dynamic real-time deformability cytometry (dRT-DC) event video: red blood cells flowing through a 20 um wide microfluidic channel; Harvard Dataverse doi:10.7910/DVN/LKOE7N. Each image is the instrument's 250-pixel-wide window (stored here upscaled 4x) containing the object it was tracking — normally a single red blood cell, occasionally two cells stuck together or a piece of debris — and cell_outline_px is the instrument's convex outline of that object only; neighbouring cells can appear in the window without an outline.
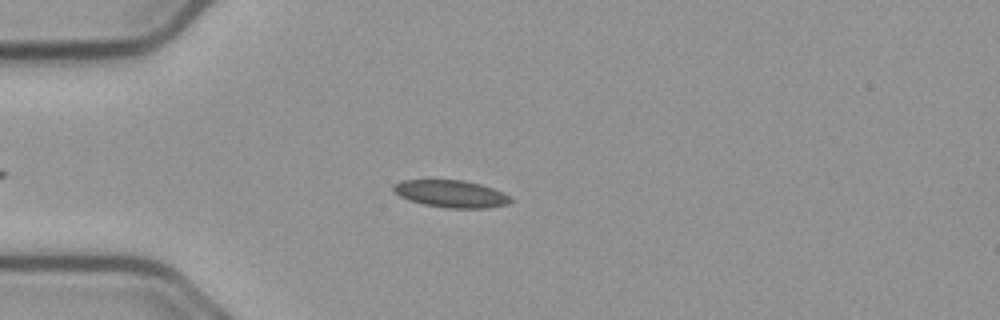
{"species": "common noctule bat (a hibernating species)", "species_latin": "Nyctalus noctula", "temperature_condition": "cold", "stored_images_in_passage": 51, "camera_frame_rate_fps": 3000, "um_per_image_px": 0.085, "animal": {"sex": "male", "body_mass_g": 23.1, "forearm_length_mm": 52.7}, "frame": {"image": 1, "passage_image": 10, "time_ms": 3.0, "image_size_px": [1000, 320], "cell_outline_px": [[512, 200], [508, 204], [484, 208], [448, 208], [424, 204], [408, 200], [392, 192], [392, 184], [404, 180], [464, 180], [480, 184], [492, 188], [508, 196]], "centroid_in_image_um": [38.27, 16.47], "position_along_channel_um": 46.7, "area_um2": 18.5}}
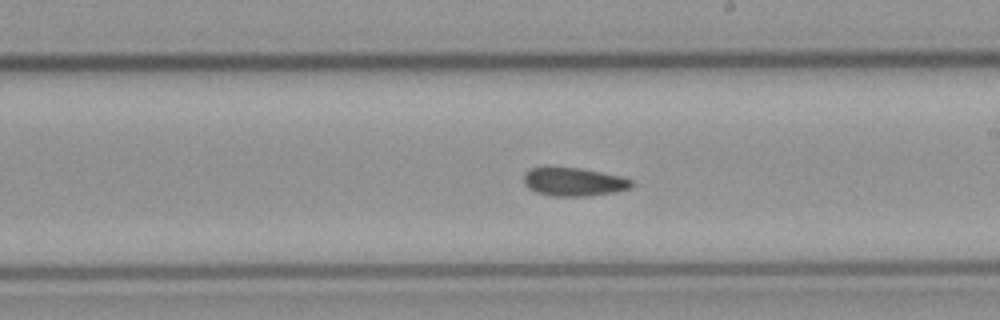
{"frame": {"image": 2, "passage_image": 27, "time_ms": 8.667, "image_size_px": [1000, 320], "cell_outline_px": [[632, 188], [612, 192], [588, 196], [552, 196], [536, 192], [528, 188], [524, 184], [524, 172], [532, 168], [580, 168], [620, 176], [632, 180]], "centroid_in_image_um": [48.76, 15.47], "position_along_channel_um": 240.2, "area_um2": 17.63}}
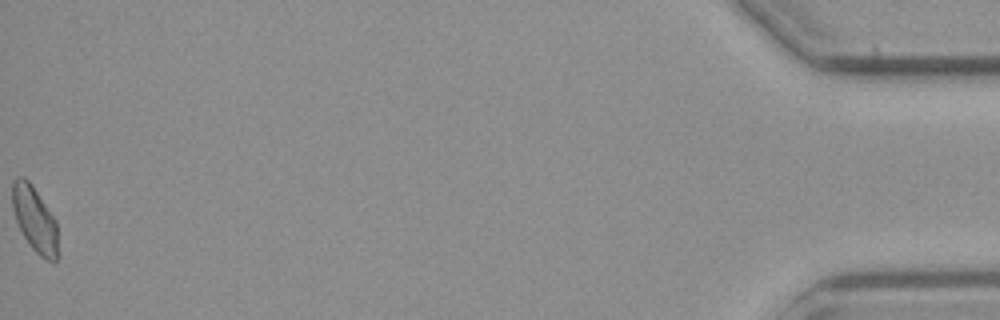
{"frame": {"image": 3, "passage_image": 51, "time_ms": 16.667, "image_size_px": [1000, 320], "cell_outline_px": [[56, 260], [48, 260], [40, 256], [32, 248], [24, 236], [16, 220], [12, 208], [12, 180], [16, 176], [24, 176], [32, 184], [56, 220]], "centroid_in_image_um": [2.9, 18.55], "position_along_channel_um": 432.3, "area_um2": 17.11}}